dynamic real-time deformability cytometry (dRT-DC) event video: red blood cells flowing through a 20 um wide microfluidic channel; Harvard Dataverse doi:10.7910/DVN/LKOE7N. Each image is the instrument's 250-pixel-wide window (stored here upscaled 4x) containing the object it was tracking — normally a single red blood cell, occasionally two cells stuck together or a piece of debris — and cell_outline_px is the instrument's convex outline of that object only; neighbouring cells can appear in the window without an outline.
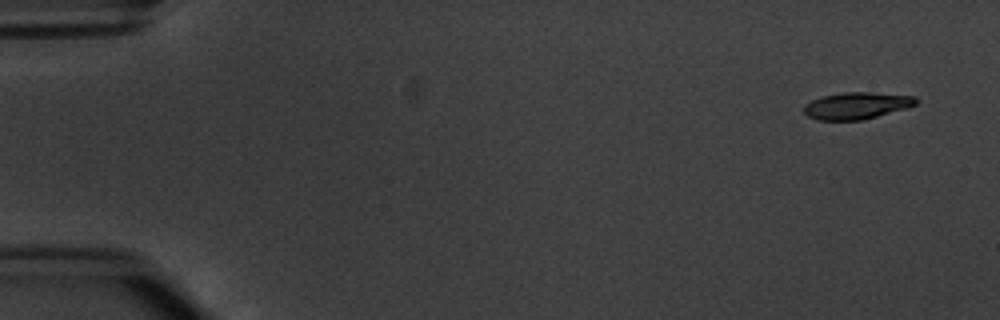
{"species": "common noctule bat (a hibernating species)", "species_latin": "Nyctalus noctula", "temperature_condition": "warm", "stored_images_in_passage": 8, "camera_frame_rate_fps": 3000, "um_per_image_px": 0.085, "animal": {"sex": "male", "body_mass_g": 20.1, "forearm_length_mm": 53.5}, "frame": {"image": 1, "passage_image": 1, "time_ms": 0.0, "image_size_px": [1000, 320], "cell_outline_px": [[916, 104], [908, 108], [860, 120], [820, 120], [808, 116], [804, 112], [804, 104], [812, 100], [824, 96], [844, 92], [872, 92], [916, 96]], "centroid_in_image_um": [72.82, 8.97], "position_along_channel_um": 12.2, "area_um2": 17.4}}
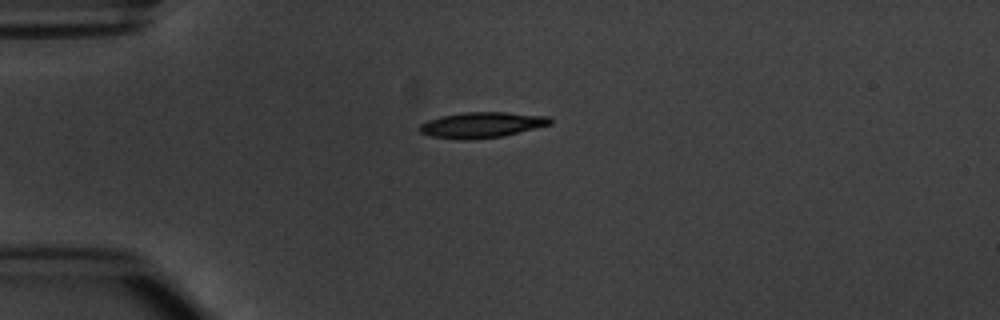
{"frame": {"image": 2, "passage_image": 4, "time_ms": 3.667, "image_size_px": [1000, 320], "cell_outline_px": [[552, 124], [504, 136], [472, 140], [460, 140], [432, 136], [420, 132], [420, 124], [428, 120], [444, 116], [464, 112], [504, 112], [548, 116], [552, 120]], "centroid_in_image_um": [40.98, 10.63], "position_along_channel_um": 44.0, "area_um2": 19.48}}
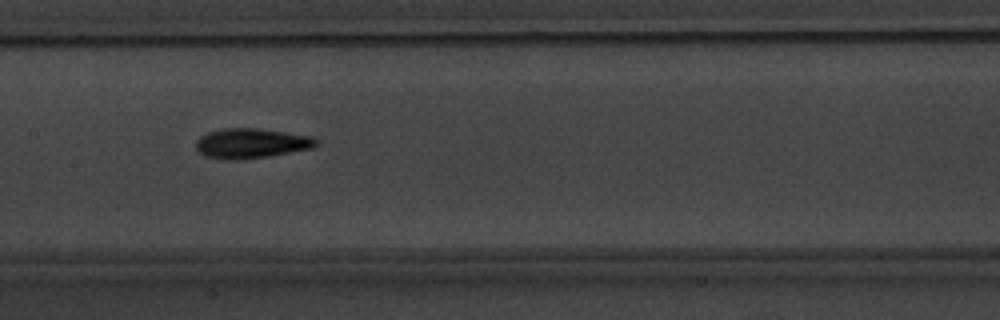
{"frame": {"image": 3, "passage_image": 8, "time_ms": 8.0, "image_size_px": [1000, 320], "cell_outline_px": [[320, 144], [312, 148], [268, 156], [236, 160], [224, 160], [204, 156], [196, 148], [196, 140], [200, 136], [208, 132], [220, 128], [256, 128], [312, 136], [320, 140]], "centroid_in_image_um": [21.35, 12.18], "position_along_channel_um": 186.0, "area_um2": 21.1}}